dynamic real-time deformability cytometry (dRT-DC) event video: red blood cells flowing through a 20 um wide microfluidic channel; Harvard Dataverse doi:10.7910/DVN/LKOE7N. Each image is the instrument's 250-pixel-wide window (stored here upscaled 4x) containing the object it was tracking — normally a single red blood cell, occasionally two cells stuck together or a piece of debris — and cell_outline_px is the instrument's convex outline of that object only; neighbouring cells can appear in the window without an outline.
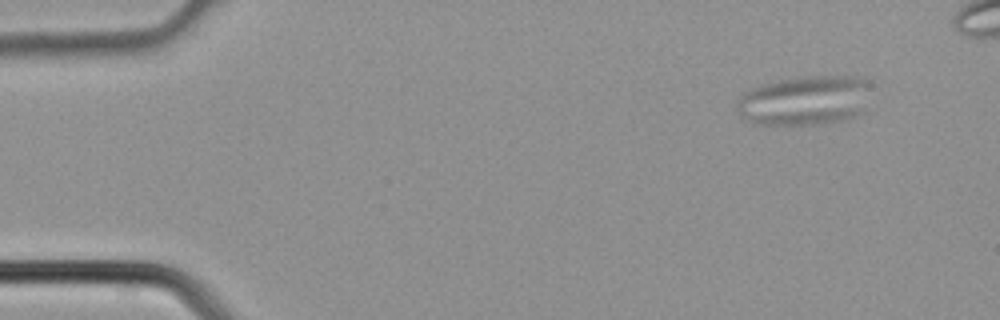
{"species": "common noctule bat (a hibernating species)", "species_latin": "Nyctalus noctula", "temperature_condition": "cold", "stored_images_in_passage": 3, "camera_frame_rate_fps": 3000, "um_per_image_px": 0.085, "animal": {"sex": "male", "body_mass_g": 21.5, "forearm_length_mm": 52.0}, "frame": {"image": 1, "passage_image": 1, "time_ms": 0.0, "image_size_px": [1000, 320], "cell_outline_px": [[868, 84], [864, 112], [856, 116], [844, 120], [816, 124], [752, 124], [740, 116], [736, 104], [740, 96], [744, 92], [752, 88], [764, 84], [780, 80], [804, 76], [852, 76], [868, 80]], "centroid_in_image_um": [68.38, 8.55], "position_along_channel_um": 16.6, "area_um2": 38.61}}